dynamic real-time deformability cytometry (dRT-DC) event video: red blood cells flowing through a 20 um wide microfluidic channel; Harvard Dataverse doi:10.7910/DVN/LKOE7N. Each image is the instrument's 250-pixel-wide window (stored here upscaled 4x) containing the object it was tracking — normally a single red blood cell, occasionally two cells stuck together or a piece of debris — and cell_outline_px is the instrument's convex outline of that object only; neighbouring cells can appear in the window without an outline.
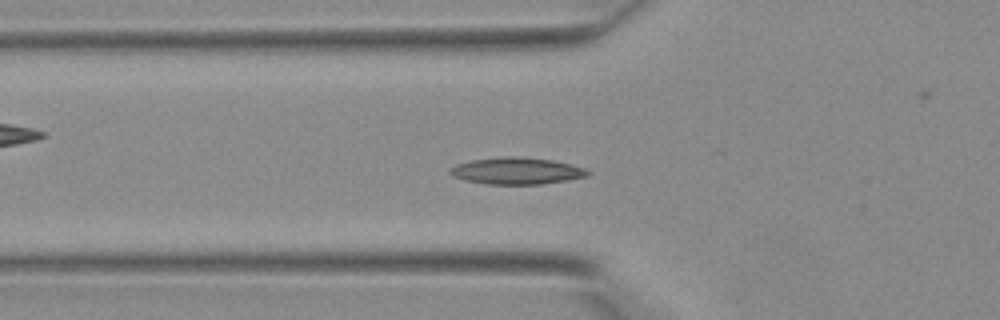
{"species": "Egyptian fruit bat (a non-hibernating species)", "species_latin": "Rousettus aegyptiacus", "temperature_condition": "warm", "stored_images_in_passage": 42, "camera_frame_rate_fps": 3000, "um_per_image_px": 0.085, "animal": {"sex": "female"}, "frame": {"image": 1, "passage_image": 15, "time_ms": 4.667, "image_size_px": [1000, 320], "cell_outline_px": [[592, 172], [588, 176], [568, 180], [540, 184], [484, 184], [464, 180], [452, 176], [448, 172], [448, 168], [456, 164], [472, 160], [500, 156], [520, 156], [552, 160], [584, 168]], "centroid_in_image_um": [43.87, 14.52], "position_along_channel_um": 81.9, "area_um2": 21.68}}
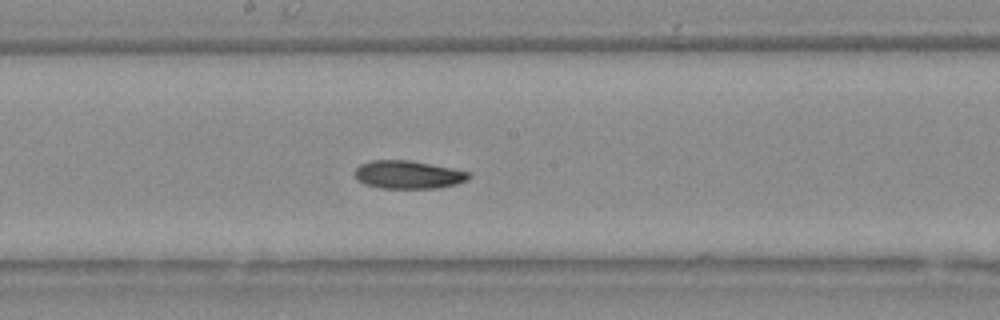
{"frame": {"image": 2, "passage_image": 23, "time_ms": 7.333, "image_size_px": [1000, 320], "cell_outline_px": [[472, 176], [468, 180], [456, 184], [440, 188], [380, 188], [364, 184], [356, 180], [356, 168], [360, 164], [372, 160], [408, 160], [452, 168], [472, 172]], "centroid_in_image_um": [34.73, 14.85], "position_along_channel_um": 213.5, "area_um2": 18.79}}
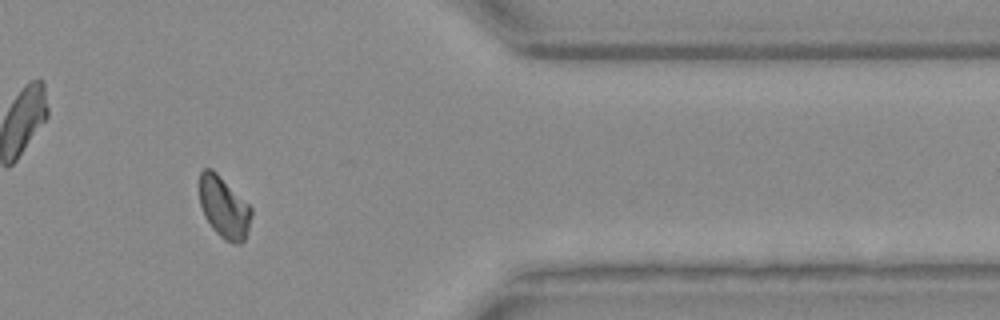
{"frame": {"image": 3, "passage_image": 35, "time_ms": 11.333, "image_size_px": [1000, 320], "cell_outline_px": [[252, 212], [248, 228], [244, 240], [240, 244], [232, 244], [224, 240], [212, 228], [204, 216], [200, 204], [200, 172], [204, 168], [212, 168], [252, 208]], "centroid_in_image_um": [19.02, 17.64], "position_along_channel_um": 392.4, "area_um2": 18.44}}